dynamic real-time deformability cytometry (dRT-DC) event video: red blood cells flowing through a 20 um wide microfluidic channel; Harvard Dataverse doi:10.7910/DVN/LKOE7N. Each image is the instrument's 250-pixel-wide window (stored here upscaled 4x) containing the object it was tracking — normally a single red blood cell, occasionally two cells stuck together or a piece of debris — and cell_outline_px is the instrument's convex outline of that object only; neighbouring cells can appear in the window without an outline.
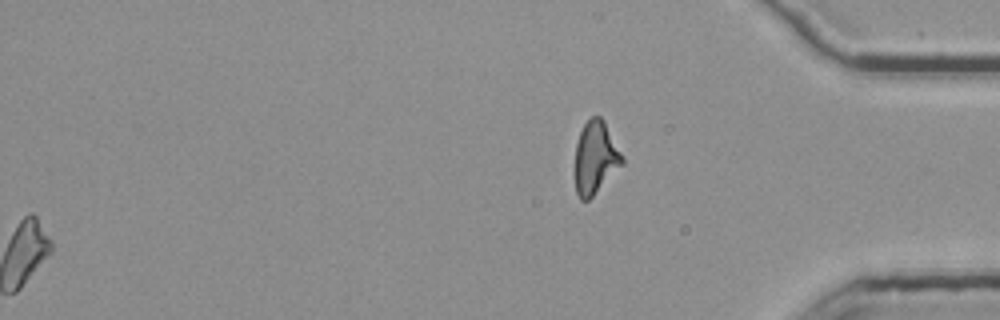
{"species": "common noctule bat (a hibernating species)", "species_latin": "Nyctalus noctula", "temperature_condition": "room temperature", "stored_images_in_passage": 55, "segment_of_instrument_passage": [2, 2], "camera_frame_rate_fps": 3000, "um_per_image_px": 0.085, "animal": {"sex": "female", "body_mass_g": 25.1}, "frame": {"image": 1, "passage_image": 55, "time_ms": 18.0, "image_size_px": [1000, 320], "cell_outline_px": [[624, 164], [588, 200], [580, 200], [576, 192], [576, 144], [580, 132], [584, 124], [592, 116], [600, 116], [604, 120], [624, 160]], "centroid_in_image_um": [50.62, 13.4], "position_along_channel_um": 384.6, "area_um2": 19.59}}